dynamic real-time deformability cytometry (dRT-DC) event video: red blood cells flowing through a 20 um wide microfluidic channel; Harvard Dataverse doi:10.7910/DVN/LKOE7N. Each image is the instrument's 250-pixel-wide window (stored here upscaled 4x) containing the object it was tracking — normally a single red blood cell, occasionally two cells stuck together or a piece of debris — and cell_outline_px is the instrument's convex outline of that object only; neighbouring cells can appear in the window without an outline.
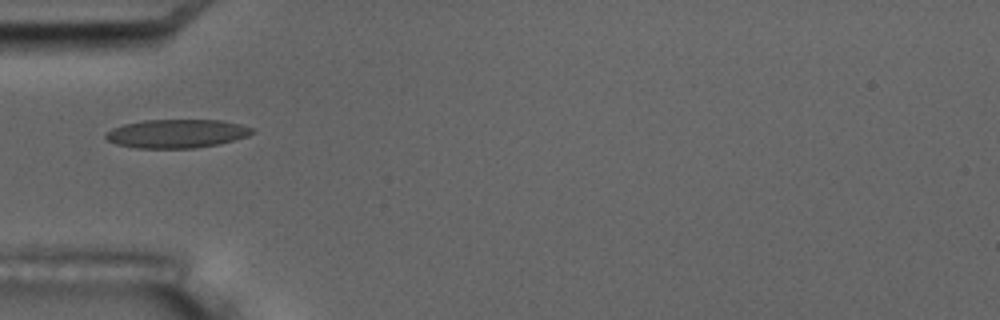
{"species": "common noctule bat (a hibernating species)", "species_latin": "Nyctalus noctula", "temperature_condition": "room temperature", "stored_images_in_passage": 15, "camera_frame_rate_fps": 3000, "um_per_image_px": 0.085, "animal": {"sex": "male", "body_mass_g": 17.5, "forearm_length_mm": 52.3}, "frame": {"image": 1, "passage_image": 5, "time_ms": 5.333, "image_size_px": [1000, 320], "cell_outline_px": [[256, 132], [248, 136], [220, 144], [196, 148], [136, 148], [116, 144], [108, 140], [104, 136], [104, 132], [112, 128], [124, 124], [144, 120], [224, 120], [240, 124], [252, 128]], "centroid_in_image_um": [15.03, 11.36], "position_along_channel_um": 70.0, "area_um2": 24.62}, "authors_computed_cell_mechanics": {"area_um2": 22.7732, "velocity_mm_per_s": 3.4587, "shape_relaxation_time_tau1_ms": 6.5012, "shape_relaxation_time_tau2_ms": 0.8052, "deformation_change_tau1": 0.1395, "deformation_change_tau2": 0.069}}